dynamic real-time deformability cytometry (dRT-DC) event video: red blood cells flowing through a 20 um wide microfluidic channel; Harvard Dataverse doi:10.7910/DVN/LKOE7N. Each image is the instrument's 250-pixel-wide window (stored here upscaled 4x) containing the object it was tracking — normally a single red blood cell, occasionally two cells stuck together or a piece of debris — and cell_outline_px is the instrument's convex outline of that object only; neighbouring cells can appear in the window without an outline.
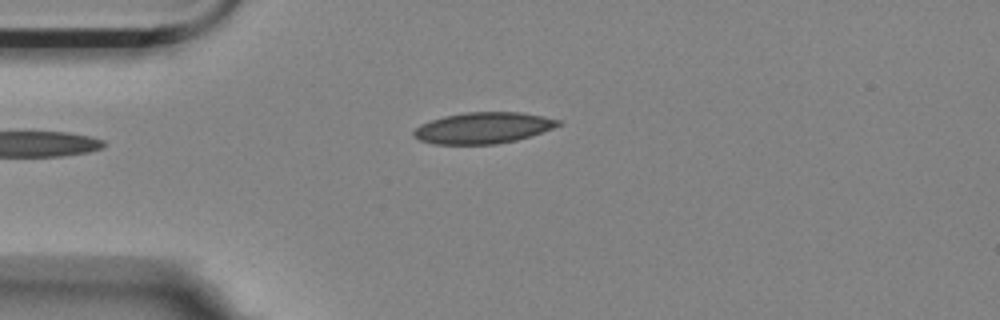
{"species": "Egyptian fruit bat (a non-hibernating species)", "species_latin": "Rousettus aegyptiacus", "temperature_condition": "room temperature", "stored_images_in_passage": 4, "camera_frame_rate_fps": 3000, "um_per_image_px": 0.085, "animal": {"sex": "female"}, "frame": {"image": 1, "passage_image": 4, "time_ms": 1.0, "image_size_px": [1000, 320], "cell_outline_px": [[560, 124], [552, 128], [516, 140], [496, 144], [436, 144], [420, 140], [412, 136], [412, 132], [420, 124], [444, 116], [464, 112], [520, 112], [544, 116], [560, 120]], "centroid_in_image_um": [41.03, 10.86], "position_along_channel_um": 44.0, "area_um2": 26.07}}